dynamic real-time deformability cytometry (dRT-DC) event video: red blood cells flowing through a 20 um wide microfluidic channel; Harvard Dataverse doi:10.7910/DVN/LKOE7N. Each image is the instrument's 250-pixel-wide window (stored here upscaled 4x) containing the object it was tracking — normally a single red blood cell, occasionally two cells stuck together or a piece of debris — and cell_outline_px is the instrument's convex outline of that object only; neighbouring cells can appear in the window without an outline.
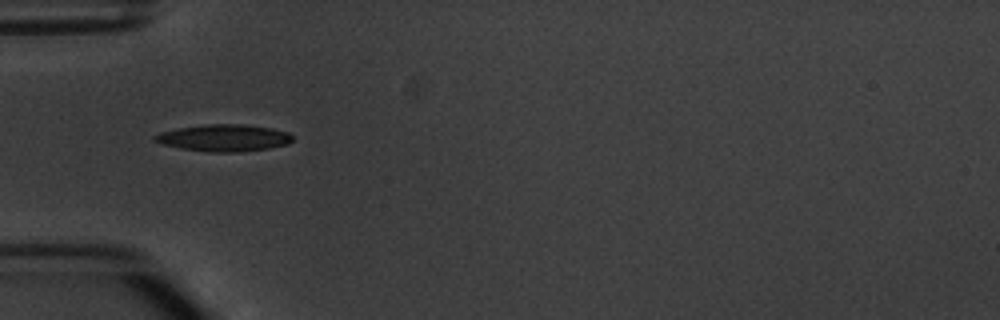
{"species": "common noctule bat (a hibernating species)", "species_latin": "Nyctalus noctula", "temperature_condition": "warm", "stored_images_in_passage": 3, "camera_frame_rate_fps": 3000, "um_per_image_px": 0.085, "animal": {"sex": "male", "body_mass_g": 20.1, "forearm_length_mm": 53.5}, "frame": {"image": 1, "passage_image": 1, "time_ms": 0.0, "image_size_px": [1000, 320], "cell_outline_px": [[292, 140], [288, 144], [268, 148], [240, 152], [208, 152], [180, 148], [164, 144], [152, 140], [152, 136], [160, 132], [176, 128], [204, 124], [244, 124], [272, 128], [288, 132], [292, 136]], "centroid_in_image_um": [19.01, 11.71], "position_along_channel_um": 66.0, "area_um2": 21.73}}
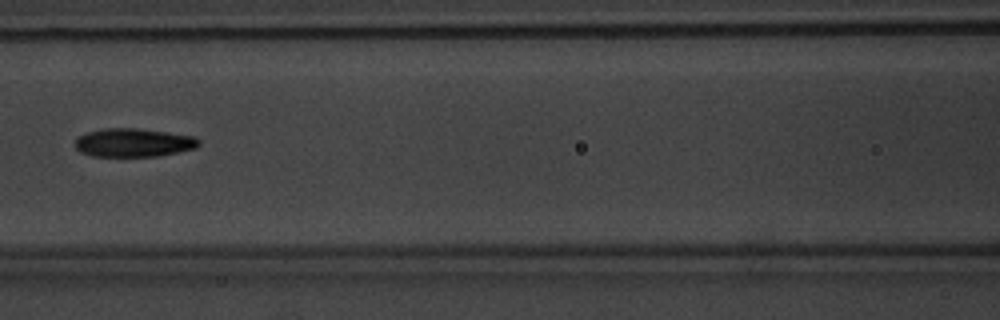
{"frame": {"image": 2, "passage_image": 3, "time_ms": 2.333, "image_size_px": [1000, 320], "cell_outline_px": [[200, 144], [196, 148], [156, 156], [92, 156], [80, 152], [76, 148], [76, 140], [80, 136], [88, 132], [104, 128], [136, 128], [168, 132], [196, 136], [200, 140]], "centroid_in_image_um": [11.38, 12.12], "position_along_channel_um": 155.2, "area_um2": 20.46}}